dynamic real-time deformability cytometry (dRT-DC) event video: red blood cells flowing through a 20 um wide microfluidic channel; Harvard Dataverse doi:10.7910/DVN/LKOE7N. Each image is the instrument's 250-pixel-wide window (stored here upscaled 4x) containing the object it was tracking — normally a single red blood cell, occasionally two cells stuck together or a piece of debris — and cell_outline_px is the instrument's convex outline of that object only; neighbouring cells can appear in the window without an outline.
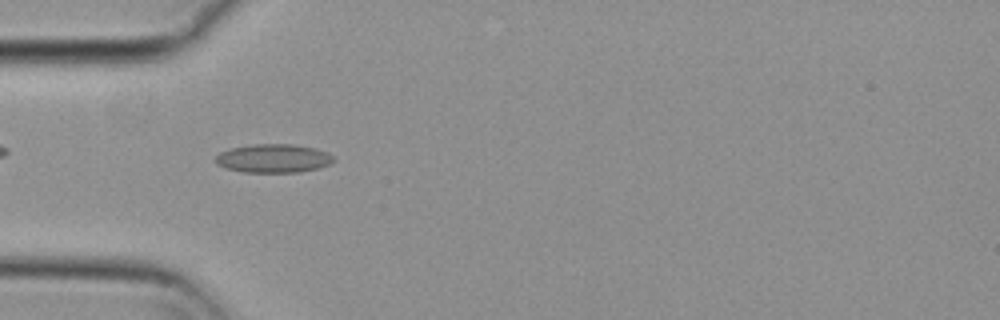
{"species": "common noctule bat (a hibernating species)", "species_latin": "Nyctalus noctula", "temperature_condition": "cold", "stored_images_in_passage": 44, "camera_frame_rate_fps": 3000, "um_per_image_px": 0.085, "animal": {"sex": "female", "body_mass_g": 29.2, "forearm_length_mm": 56.3}, "frame": {"image": 1, "passage_image": 5, "time_ms": 1.333, "image_size_px": [1000, 320], "cell_outline_px": [[336, 160], [332, 164], [320, 168], [300, 172], [244, 172], [228, 168], [216, 164], [216, 156], [220, 152], [232, 148], [252, 144], [292, 144], [316, 148], [328, 152]], "centroid_in_image_um": [23.3, 13.46], "position_along_channel_um": 61.7, "area_um2": 19.77}}
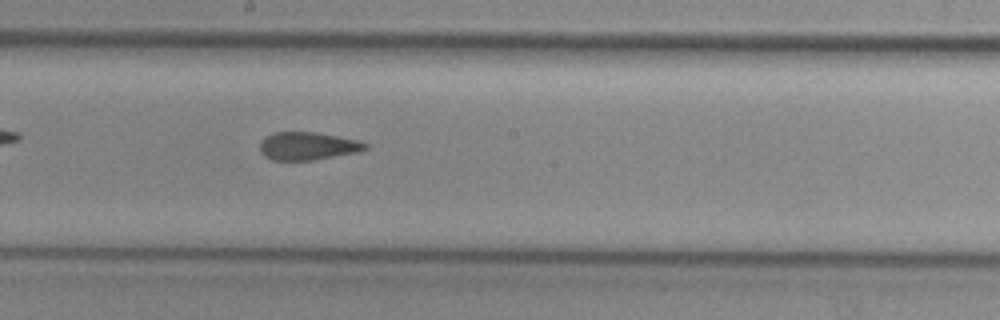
{"frame": {"image": 2, "passage_image": 18, "time_ms": 5.667, "image_size_px": [1000, 320], "cell_outline_px": [[368, 148], [360, 152], [312, 160], [272, 160], [264, 156], [260, 152], [260, 144], [268, 136], [276, 132], [312, 132], [336, 136], [356, 140], [368, 144]], "centroid_in_image_um": [26.17, 12.43], "position_along_channel_um": 222.0, "area_um2": 16.94}}
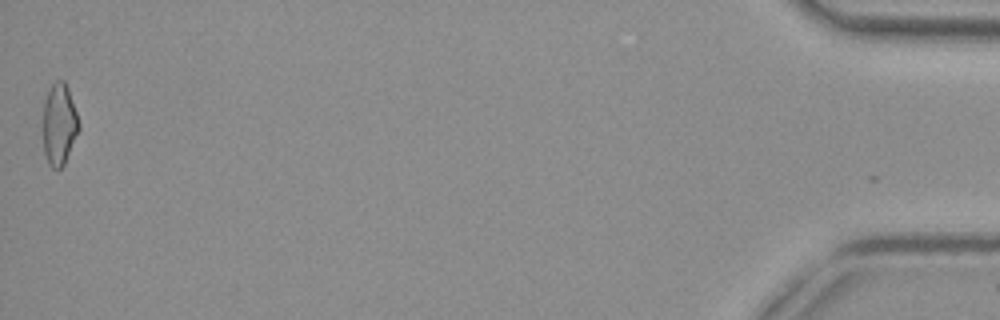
{"frame": {"image": 3, "passage_image": 43, "time_ms": 14.0, "image_size_px": [1000, 320], "cell_outline_px": [[80, 128], [64, 164], [60, 168], [52, 168], [48, 164], [44, 152], [44, 100], [52, 84], [56, 80], [64, 80], [68, 88], [80, 124]], "centroid_in_image_um": [5.04, 10.56], "position_along_channel_um": 430.2, "area_um2": 16.82}, "authors_computed_cell_mechanics": {"area_um2": 17.7157, "velocity_mm_per_s": 3.7321, "shape_relaxation_time_tau1_ms": null, "shape_relaxation_time_tau2_ms": 1.5872, "deformation_change_tau1": null, "deformation_change_tau2": 0.0935}}